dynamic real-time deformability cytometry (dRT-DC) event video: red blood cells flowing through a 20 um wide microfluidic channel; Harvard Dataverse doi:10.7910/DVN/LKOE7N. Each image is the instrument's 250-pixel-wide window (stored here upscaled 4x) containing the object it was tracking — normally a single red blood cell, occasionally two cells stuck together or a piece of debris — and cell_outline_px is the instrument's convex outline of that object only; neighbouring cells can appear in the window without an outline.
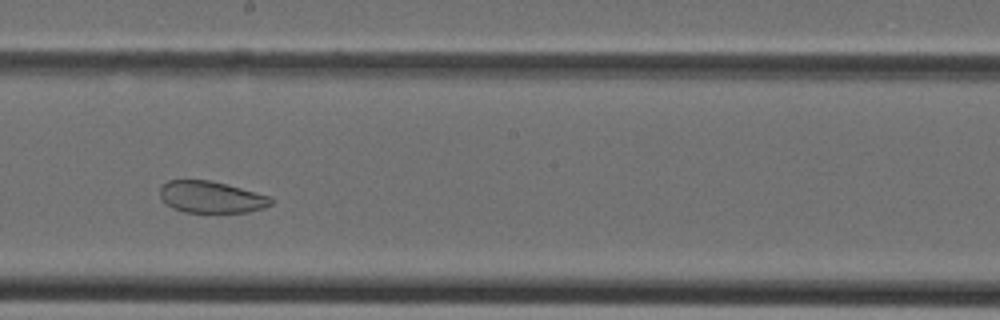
{"species": "Egyptian fruit bat (a non-hibernating species)", "species_latin": "Rousettus aegyptiacus", "temperature_condition": "cold", "stored_images_in_passage": 34, "camera_frame_rate_fps": 3000, "um_per_image_px": 0.085, "animal": {"sex": "female"}, "frame": {"image": 1, "passage_image": 15, "time_ms": 4.667, "image_size_px": [1000, 320], "cell_outline_px": [[272, 204], [264, 208], [248, 212], [184, 212], [172, 208], [160, 196], [160, 188], [168, 180], [212, 180], [272, 196]], "centroid_in_image_um": [17.99, 16.75], "position_along_channel_um": 230.2, "area_um2": 20.58}}
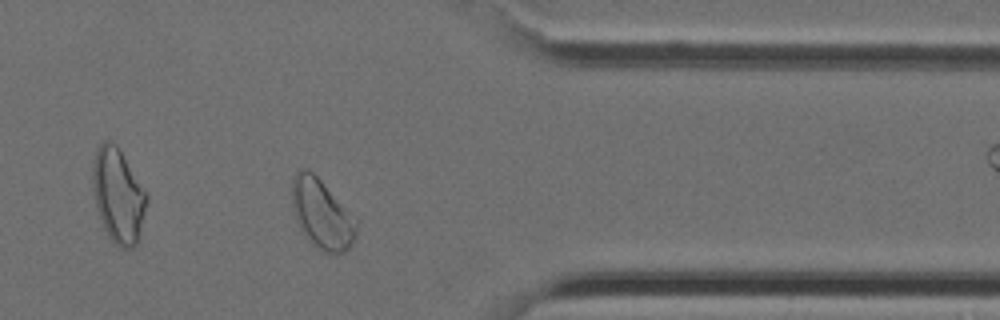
{"frame": {"image": 2, "passage_image": 25, "time_ms": 8.0, "image_size_px": [1000, 320], "cell_outline_px": [[360, 220], [356, 236], [352, 244], [344, 252], [336, 256], [324, 252], [316, 248], [304, 236], [296, 220], [292, 204], [292, 180], [296, 172], [304, 168], [308, 168]], "centroid_in_image_um": [27.4, 18.24], "position_along_channel_um": 384.0, "area_um2": 26.65}}